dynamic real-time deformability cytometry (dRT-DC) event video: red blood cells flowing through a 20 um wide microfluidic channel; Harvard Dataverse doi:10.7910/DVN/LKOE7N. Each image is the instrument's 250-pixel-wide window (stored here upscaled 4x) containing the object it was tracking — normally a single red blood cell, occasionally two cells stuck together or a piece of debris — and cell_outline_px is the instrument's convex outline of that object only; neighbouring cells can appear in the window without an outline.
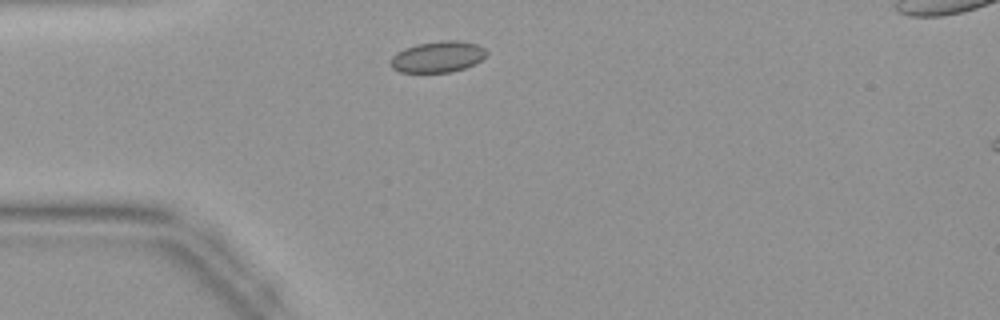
{"species": "common noctule bat (a hibernating species)", "species_latin": "Nyctalus noctula", "temperature_condition": "warm", "stored_images_in_passage": 4, "camera_frame_rate_fps": 3000, "um_per_image_px": 0.085, "animal": {"sex": "female", "body_mass_g": 19.9}, "frame": {"image": 1, "passage_image": 4, "time_ms": 1.0, "image_size_px": [1000, 320], "cell_outline_px": [[488, 52], [476, 64], [452, 72], [400, 72], [392, 68], [388, 64], [392, 56], [396, 52], [404, 48], [416, 44], [440, 40], [460, 40], [476, 44], [484, 48]], "centroid_in_image_um": [37.18, 4.82], "position_along_channel_um": 47.8, "area_um2": 17.63}}